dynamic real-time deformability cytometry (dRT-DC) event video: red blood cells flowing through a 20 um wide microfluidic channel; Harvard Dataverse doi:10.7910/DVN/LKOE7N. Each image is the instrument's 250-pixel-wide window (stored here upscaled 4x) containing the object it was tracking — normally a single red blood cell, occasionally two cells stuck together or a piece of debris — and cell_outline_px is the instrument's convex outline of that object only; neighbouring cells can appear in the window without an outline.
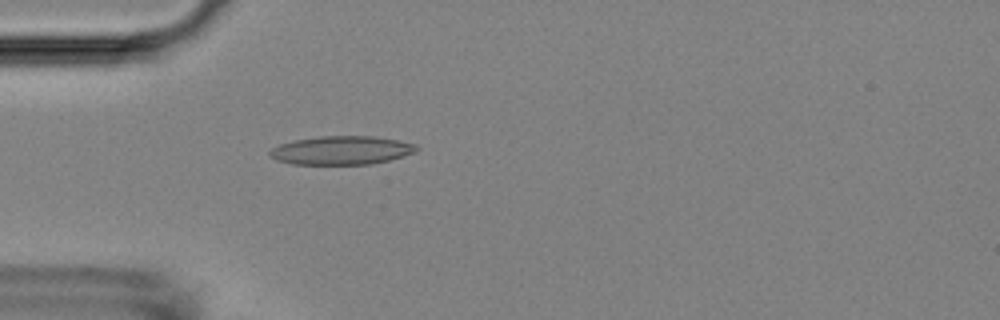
{"species": "Egyptian fruit bat (a non-hibernating species)", "species_latin": "Rousettus aegyptiacus", "temperature_condition": "room temperature", "stored_images_in_passage": 4, "camera_frame_rate_fps": 3000, "um_per_image_px": 0.085, "animal": {"sex": "female"}, "frame": {"image": 1, "passage_image": 4, "time_ms": 1.0, "image_size_px": [1000, 320], "cell_outline_px": [[420, 148], [416, 152], [404, 156], [372, 164], [292, 164], [276, 160], [268, 156], [268, 152], [272, 148], [280, 144], [292, 140], [320, 136], [372, 136], [396, 140], [416, 144]], "centroid_in_image_um": [29.01, 12.78], "position_along_channel_um": 56.0, "area_um2": 24.57}}